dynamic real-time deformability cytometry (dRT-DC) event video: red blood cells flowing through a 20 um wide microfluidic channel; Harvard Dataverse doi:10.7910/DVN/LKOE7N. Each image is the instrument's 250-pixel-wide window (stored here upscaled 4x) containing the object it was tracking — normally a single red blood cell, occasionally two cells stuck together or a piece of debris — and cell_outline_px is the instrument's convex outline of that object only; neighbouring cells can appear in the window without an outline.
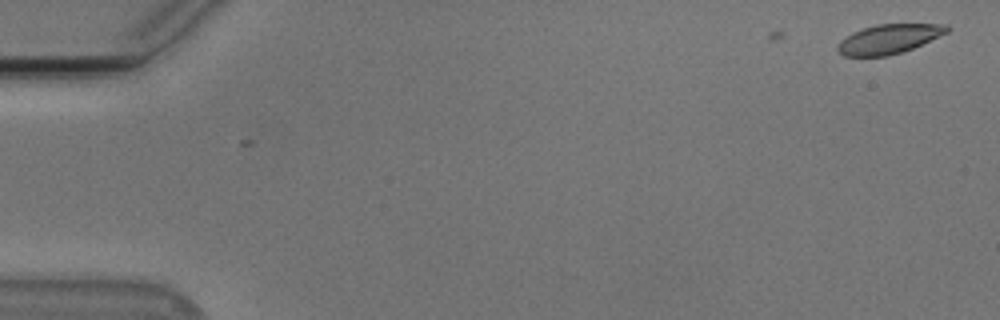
{"species": "Egyptian fruit bat (a non-hibernating species)", "species_latin": "Rousettus aegyptiacus", "temperature_condition": "cold", "stored_images_in_passage": 17, "camera_frame_rate_fps": 3000, "um_per_image_px": 0.085, "animal": {"sex": "male"}, "frame": {"image": 1, "passage_image": 1, "time_ms": 0.0, "image_size_px": [1000, 320], "cell_outline_px": [[952, 28], [948, 32], [912, 48], [888, 56], [844, 56], [836, 48], [840, 40], [852, 32], [876, 24], [948, 24]], "centroid_in_image_um": [75.56, 3.3], "position_along_channel_um": 9.4, "area_um2": 18.61}}